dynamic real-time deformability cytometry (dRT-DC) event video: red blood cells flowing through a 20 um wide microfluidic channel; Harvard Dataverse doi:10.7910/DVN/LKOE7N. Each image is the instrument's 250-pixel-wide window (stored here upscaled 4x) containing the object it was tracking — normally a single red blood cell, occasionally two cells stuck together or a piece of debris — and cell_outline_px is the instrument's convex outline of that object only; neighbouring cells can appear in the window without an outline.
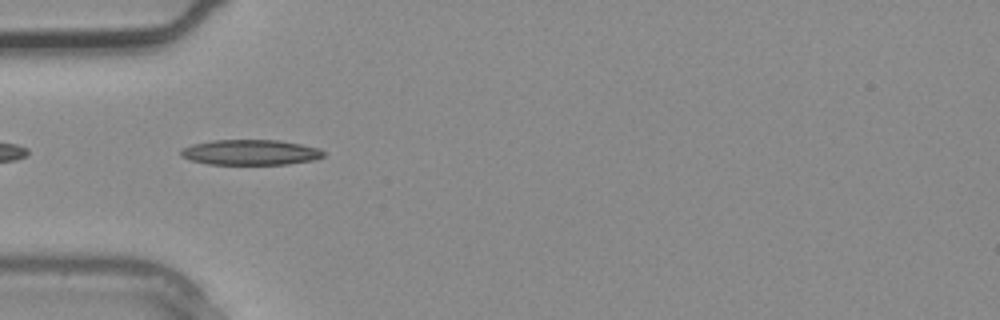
{"species": "common noctule bat (a hibernating species)", "species_latin": "Nyctalus noctula", "temperature_condition": "warm", "stored_images_in_passage": 2, "camera_frame_rate_fps": 3000, "um_per_image_px": 0.085, "animal": {"sex": "male", "body_mass_g": 20.4}, "frame": {"image": 1, "passage_image": 2, "time_ms": 0.333, "image_size_px": [1000, 320], "cell_outline_px": [[324, 156], [316, 160], [288, 164], [208, 164], [192, 160], [180, 156], [180, 148], [192, 144], [212, 140], [280, 140], [320, 148], [324, 152]], "centroid_in_image_um": [21.29, 12.94], "position_along_channel_um": 63.7, "area_um2": 21.21}}